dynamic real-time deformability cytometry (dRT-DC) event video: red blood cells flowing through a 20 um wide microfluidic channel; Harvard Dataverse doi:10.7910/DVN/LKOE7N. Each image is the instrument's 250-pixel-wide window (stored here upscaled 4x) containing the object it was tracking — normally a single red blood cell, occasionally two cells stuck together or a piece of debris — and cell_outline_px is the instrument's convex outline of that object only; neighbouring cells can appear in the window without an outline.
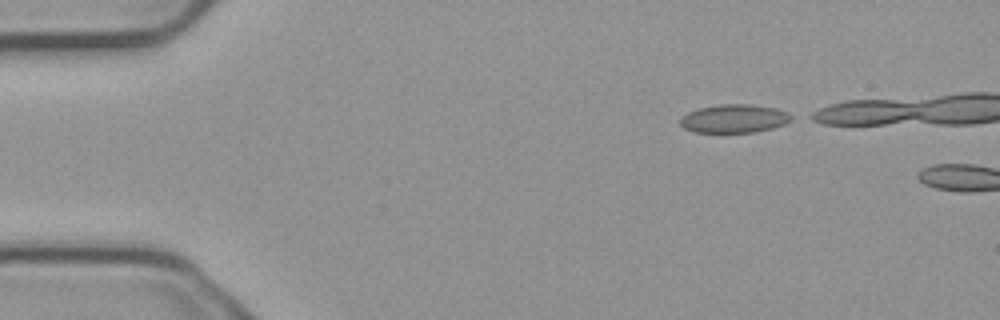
{"species": "common noctule bat (a hibernating species)", "species_latin": "Nyctalus noctula", "temperature_condition": "cold", "stored_images_in_passage": 2, "camera_frame_rate_fps": 3000, "um_per_image_px": 0.085, "animal": {"sex": "male", "body_mass_g": 23.1, "forearm_length_mm": 52.7}, "frame": {"image": 1, "passage_image": 1, "time_ms": 0.0, "image_size_px": [1000, 320], "cell_outline_px": [[796, 116], [792, 120], [784, 124], [772, 128], [752, 132], [696, 132], [684, 128], [680, 124], [680, 116], [688, 112], [700, 108], [720, 104], [748, 104], [776, 108], [788, 112]], "centroid_in_image_um": [62.43, 10.07], "position_along_channel_um": 22.6, "area_um2": 18.44}}